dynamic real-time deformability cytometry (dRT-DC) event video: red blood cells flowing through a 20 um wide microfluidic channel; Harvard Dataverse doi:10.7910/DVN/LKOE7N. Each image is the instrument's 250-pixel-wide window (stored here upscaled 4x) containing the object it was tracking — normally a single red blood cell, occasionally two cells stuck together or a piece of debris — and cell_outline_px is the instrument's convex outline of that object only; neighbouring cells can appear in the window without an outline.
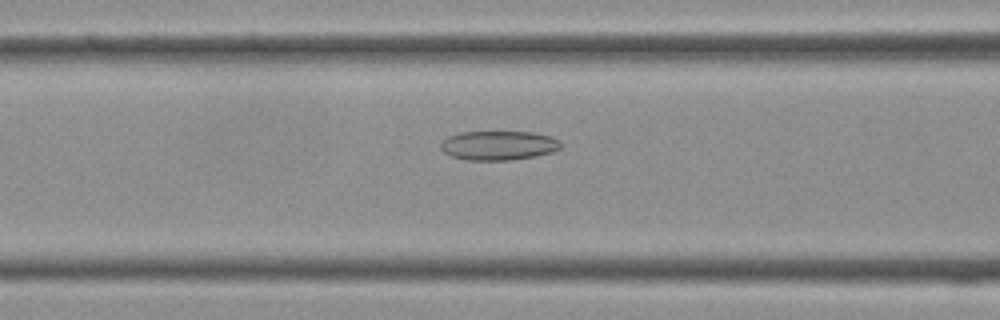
{"species": "Egyptian fruit bat (a non-hibernating species)", "species_latin": "Rousettus aegyptiacus", "temperature_condition": "cold", "stored_images_in_passage": 30, "camera_frame_rate_fps": 3000, "um_per_image_px": 0.085, "frame": {"image": 1, "passage_image": 6, "time_ms": 1.667, "image_size_px": [1000, 320], "cell_outline_px": [[560, 148], [552, 152], [536, 156], [512, 160], [464, 160], [452, 156], [444, 152], [440, 148], [440, 140], [448, 136], [460, 132], [532, 132], [552, 136], [560, 140]], "centroid_in_image_um": [42.35, 12.36], "position_along_channel_um": 124.2, "area_um2": 20.69}}
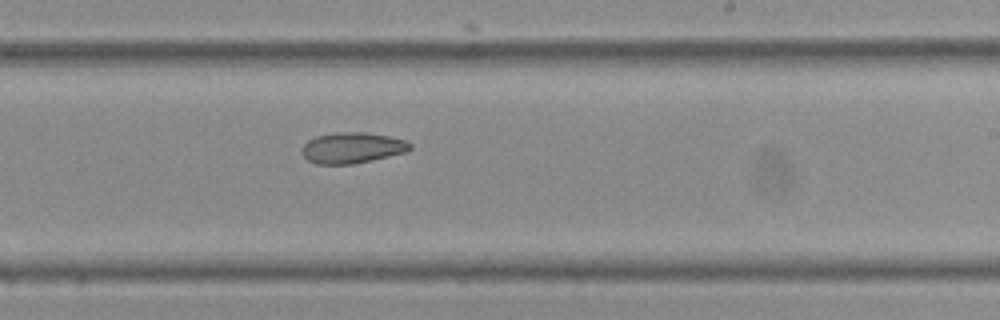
{"frame": {"image": 2, "passage_image": 14, "time_ms": 4.333, "image_size_px": [1000, 320], "cell_outline_px": [[412, 148], [408, 152], [372, 160], [352, 164], [316, 164], [308, 160], [300, 152], [300, 148], [308, 140], [316, 136], [340, 132], [364, 132], [388, 136], [404, 140], [412, 144]], "centroid_in_image_um": [29.93, 12.57], "position_along_channel_um": 259.1, "area_um2": 19.54}}
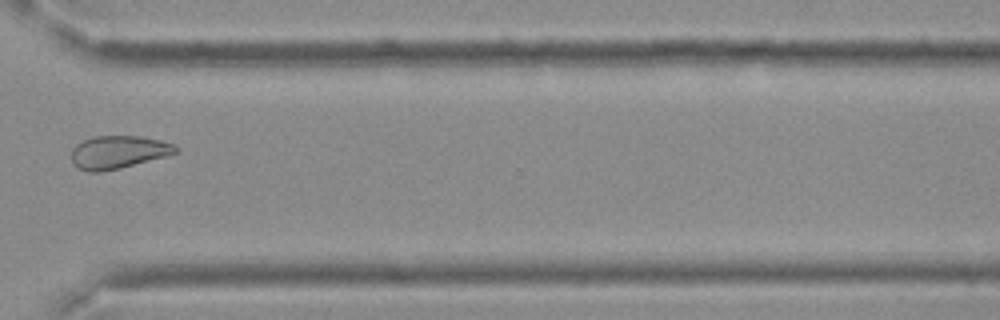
{"frame": {"image": 3, "passage_image": 20, "time_ms": 6.333, "image_size_px": [1000, 320], "cell_outline_px": [[176, 152], [168, 156], [120, 168], [100, 172], [88, 172], [76, 168], [72, 164], [72, 148], [76, 144], [92, 136], [140, 136], [160, 140], [176, 144]], "centroid_in_image_um": [10.03, 12.94], "position_along_channel_um": 360.6, "area_um2": 20.17}}